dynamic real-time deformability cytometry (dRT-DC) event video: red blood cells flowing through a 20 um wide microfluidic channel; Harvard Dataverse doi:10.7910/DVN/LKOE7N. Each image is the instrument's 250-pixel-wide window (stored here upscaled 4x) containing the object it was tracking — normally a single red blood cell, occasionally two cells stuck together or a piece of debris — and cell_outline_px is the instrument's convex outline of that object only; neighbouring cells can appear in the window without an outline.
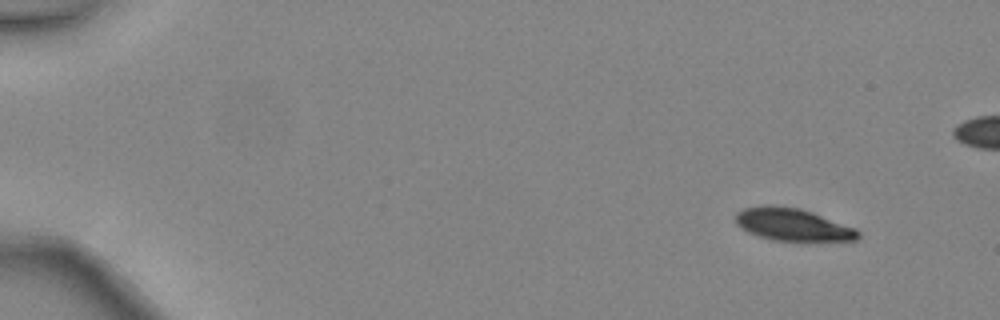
{"species": "common noctule bat (a hibernating species)", "species_latin": "Nyctalus noctula", "temperature_condition": "warm", "stored_images_in_passage": 5, "camera_frame_rate_fps": 3000, "um_per_image_px": 0.085, "animal": {"sex": "female", "body_mass_g": 24.6, "forearm_length_mm": 56.2}, "frame": {"image": 1, "passage_image": 1, "time_ms": 0.0, "image_size_px": [1000, 320], "cell_outline_px": [[860, 236], [856, 240], [772, 240], [748, 232], [740, 228], [736, 224], [736, 212], [744, 208], [764, 204], [772, 204], [800, 208], [812, 212], [856, 228], [860, 232]], "centroid_in_image_um": [67.34, 19.06], "position_along_channel_um": 17.7, "area_um2": 23.12}}